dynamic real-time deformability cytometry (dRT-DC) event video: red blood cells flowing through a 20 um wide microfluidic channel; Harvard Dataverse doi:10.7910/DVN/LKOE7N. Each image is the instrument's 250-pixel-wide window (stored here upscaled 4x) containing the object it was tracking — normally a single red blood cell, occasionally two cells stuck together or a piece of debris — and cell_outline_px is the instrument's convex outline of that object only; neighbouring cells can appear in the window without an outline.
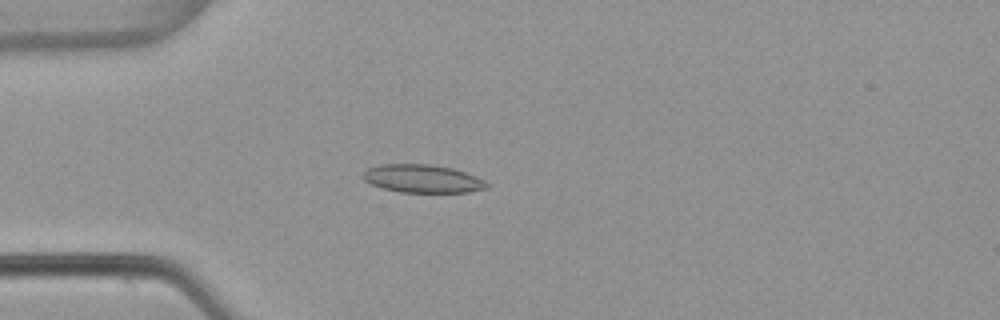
{"species": "common noctule bat (a hibernating species)", "species_latin": "Nyctalus noctula", "temperature_condition": "warm", "stored_images_in_passage": 2, "camera_frame_rate_fps": 3000, "um_per_image_px": 0.085, "animal": {"sex": "female", "body_mass_g": 22.7, "forearm_length_mm": 54.2}, "frame": {"image": 1, "passage_image": 2, "time_ms": 0.333, "image_size_px": [1000, 320], "cell_outline_px": [[492, 184], [488, 188], [468, 192], [400, 192], [380, 188], [364, 180], [360, 176], [368, 168], [380, 164], [432, 164], [452, 168], [476, 176]], "centroid_in_image_um": [35.92, 15.19], "position_along_channel_um": 49.1, "area_um2": 20.46}}